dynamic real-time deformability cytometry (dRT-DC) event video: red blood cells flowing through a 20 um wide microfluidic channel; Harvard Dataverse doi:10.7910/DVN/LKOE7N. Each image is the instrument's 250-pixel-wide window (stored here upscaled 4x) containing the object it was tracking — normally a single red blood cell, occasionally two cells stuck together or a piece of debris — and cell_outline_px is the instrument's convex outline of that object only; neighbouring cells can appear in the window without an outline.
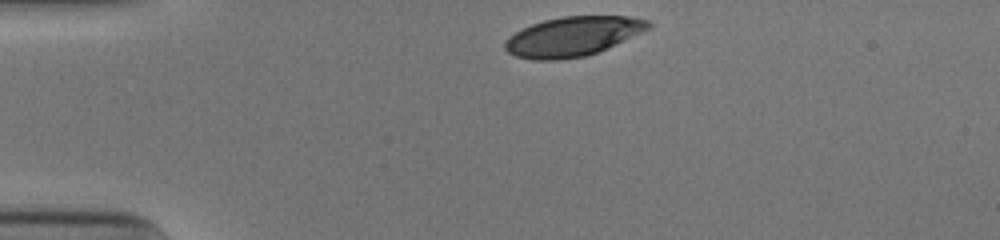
{"species": "human", "species_latin": "Homo sapiens", "temperature_condition": "cold", "stored_images_in_passage": 32, "camera_frame_rate_fps": 3000, "um_per_image_px": 0.085, "donor": {"sex": "male"}, "frame": {"image": 1, "passage_image": 1, "time_ms": 0.0, "image_size_px": [1000, 240], "cell_outline_px": [[652, 28], [596, 52], [584, 56], [560, 60], [532, 60], [516, 56], [508, 52], [504, 48], [504, 40], [508, 36], [532, 24], [544, 20], [564, 16], [628, 16], [648, 20], [652, 24]], "centroid_in_image_um": [48.67, 3.09], "position_along_channel_um": 36.3, "area_um2": 32.89}}
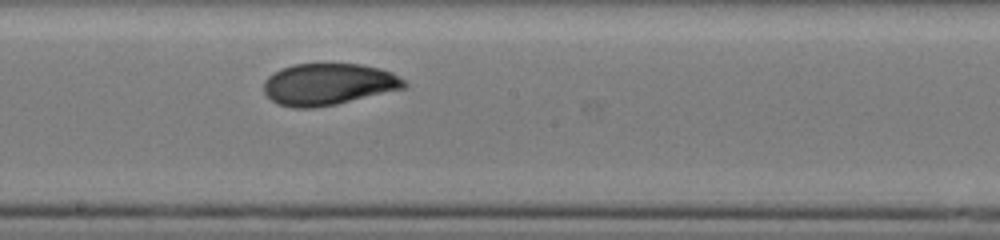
{"frame": {"image": 2, "passage_image": 19, "time_ms": 6.0, "image_size_px": [1000, 240], "cell_outline_px": [[408, 88], [336, 104], [312, 108], [292, 108], [276, 104], [264, 92], [264, 80], [272, 72], [280, 68], [292, 64], [360, 64], [380, 68], [392, 72], [404, 80], [408, 84]], "centroid_in_image_um": [27.91, 7.16], "position_along_channel_um": 220.3, "area_um2": 34.51}}
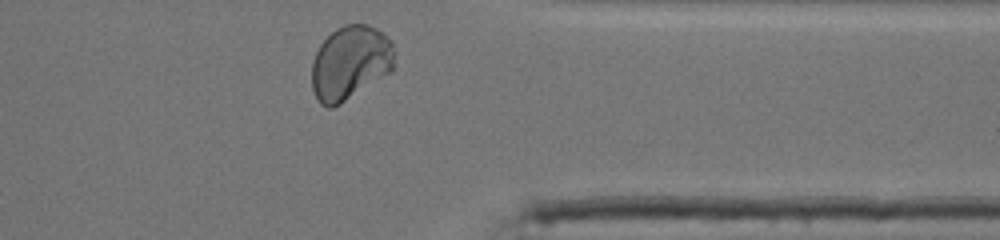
{"frame": {"image": 3, "passage_image": 32, "time_ms": 10.333, "image_size_px": [1000, 240], "cell_outline_px": [[396, 52], [392, 72], [340, 104], [332, 108], [328, 108], [320, 104], [312, 88], [312, 64], [316, 52], [320, 44], [336, 28], [344, 24], [368, 24], [376, 28], [392, 40]], "centroid_in_image_um": [29.8, 5.33], "position_along_channel_um": 381.6, "area_um2": 36.13}, "authors_computed_cell_mechanics": {"area_um2": 34.5355, "velocity_mm_per_s": 3.8762, "shape_relaxation_time_tau1_ms": 4.8027, "shape_relaxation_time_tau2_ms": 1.1471, "deformation_change_tau1": 0.1779, "deformation_change_tau2": 0.0441}}